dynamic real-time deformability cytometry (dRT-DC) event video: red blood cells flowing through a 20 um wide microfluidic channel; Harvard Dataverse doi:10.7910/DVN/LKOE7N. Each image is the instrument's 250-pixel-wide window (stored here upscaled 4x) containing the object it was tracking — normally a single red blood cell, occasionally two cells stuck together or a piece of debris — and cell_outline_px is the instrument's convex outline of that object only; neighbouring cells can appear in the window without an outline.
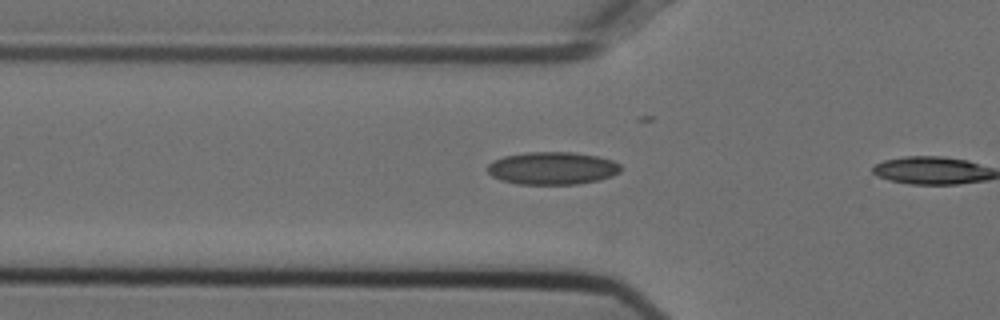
{"species": "Egyptian fruit bat (a non-hibernating species)", "species_latin": "Rousettus aegyptiacus", "temperature_condition": "cold", "stored_images_in_passage": 3, "camera_frame_rate_fps": 3000, "um_per_image_px": 0.085, "animal": {"sex": "female"}, "frame": {"image": 1, "passage_image": 2, "time_ms": 0.333, "image_size_px": [1000, 320], "cell_outline_px": [[620, 172], [612, 176], [600, 180], [576, 184], [516, 184], [500, 180], [492, 176], [488, 172], [488, 164], [492, 160], [504, 156], [524, 152], [572, 152], [596, 156], [612, 160], [620, 164]], "centroid_in_image_um": [46.93, 14.3], "position_along_channel_um": 78.9, "area_um2": 25.49}}